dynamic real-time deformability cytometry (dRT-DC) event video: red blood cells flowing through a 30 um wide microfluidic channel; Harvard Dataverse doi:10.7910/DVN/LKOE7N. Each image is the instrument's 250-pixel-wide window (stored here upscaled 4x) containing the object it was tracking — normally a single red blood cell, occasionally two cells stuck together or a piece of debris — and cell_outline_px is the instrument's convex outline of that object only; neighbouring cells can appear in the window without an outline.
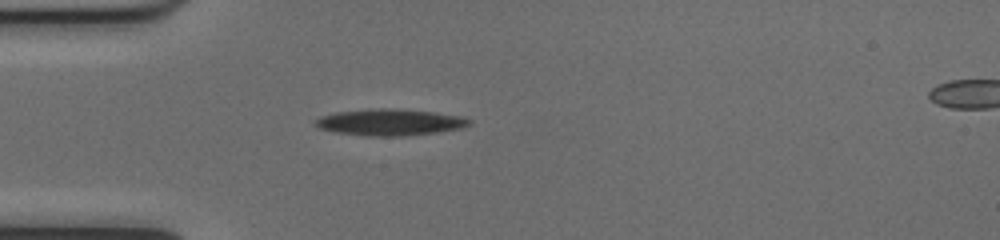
{"species": "common noctule bat (a hibernating species)", "species_latin": "Nyctalus noctula", "temperature_condition": "cold", "stored_images_in_passage": 38, "camera_frame_rate_fps": 3000, "um_per_image_px": 0.085, "animal": {"sex": "female", "body_mass_g": 17.0, "forearm_length_mm": 48.0}, "frame": {"image": 1, "passage_image": 1, "time_ms": 0.0, "image_size_px": [1000, 240], "cell_outline_px": [[472, 124], [460, 128], [436, 132], [400, 136], [364, 136], [336, 132], [320, 128], [312, 120], [320, 116], [336, 112], [376, 108], [392, 108], [432, 112], [464, 116], [472, 120]], "centroid_in_image_um": [33.14, 10.38], "position_along_channel_um": 51.9, "area_um2": 23.76}}
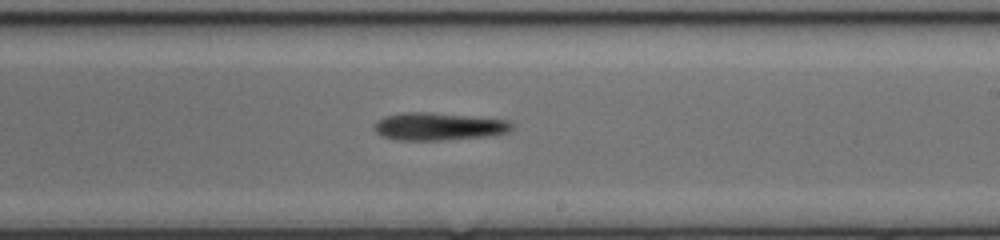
{"frame": {"image": 2, "passage_image": 17, "time_ms": 5.333, "image_size_px": [1000, 240], "cell_outline_px": [[512, 128], [508, 132], [488, 136], [440, 140], [396, 140], [380, 136], [372, 128], [372, 124], [376, 120], [384, 116], [404, 112], [432, 112], [504, 120], [512, 124]], "centroid_in_image_um": [37.16, 10.75], "position_along_channel_um": 251.8, "area_um2": 22.2}}
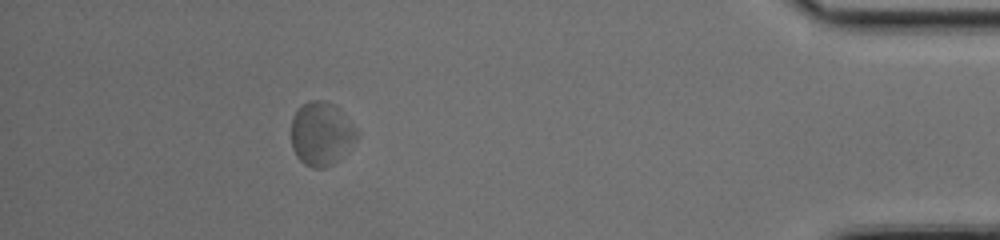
{"frame": {"image": 3, "passage_image": 33, "time_ms": 10.667, "image_size_px": [1000, 240], "cell_outline_px": [[360, 132], [356, 140], [332, 164], [324, 168], [312, 168], [304, 164], [296, 156], [292, 148], [292, 116], [300, 104], [308, 100], [324, 100], [340, 108]], "centroid_in_image_um": [27.3, 11.33], "position_along_channel_um": 407.9, "area_um2": 24.51}, "authors_computed_cell_mechanics": {"area_um2": 23.3223, "velocity_mm_per_s": 3.942, "shape_relaxation_time_tau1_ms": 1.3083, "shape_relaxation_time_tau2_ms": null, "deformation_change_tau1": 0.0576, "deformation_change_tau2": null}}